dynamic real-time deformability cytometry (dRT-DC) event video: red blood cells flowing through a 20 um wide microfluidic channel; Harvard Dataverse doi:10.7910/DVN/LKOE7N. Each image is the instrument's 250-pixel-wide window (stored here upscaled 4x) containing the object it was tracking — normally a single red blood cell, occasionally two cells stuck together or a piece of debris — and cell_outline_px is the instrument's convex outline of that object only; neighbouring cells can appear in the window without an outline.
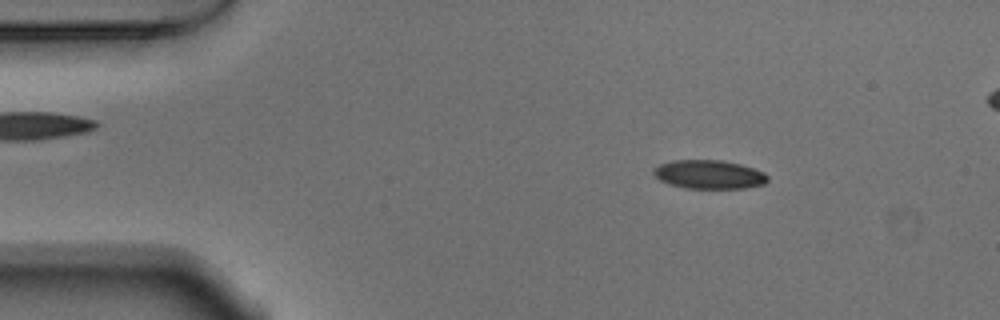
{"species": "Egyptian fruit bat (a non-hibernating species)", "species_latin": "Rousettus aegyptiacus", "temperature_condition": "warm", "stored_images_in_passage": 53, "segment_of_instrument_passage": [1, 2], "camera_frame_rate_fps": 3000, "um_per_image_px": 0.085, "animal": {"sex": "male"}, "frame": {"image": 1, "passage_image": 7, "time_ms": 2.0, "image_size_px": [1000, 320], "cell_outline_px": [[768, 180], [764, 184], [744, 188], [684, 188], [668, 184], [660, 180], [652, 172], [660, 164], [672, 160], [720, 160], [740, 164], [764, 172], [768, 176]], "centroid_in_image_um": [60.27, 14.83], "position_along_channel_um": 24.7, "area_um2": 19.02}}
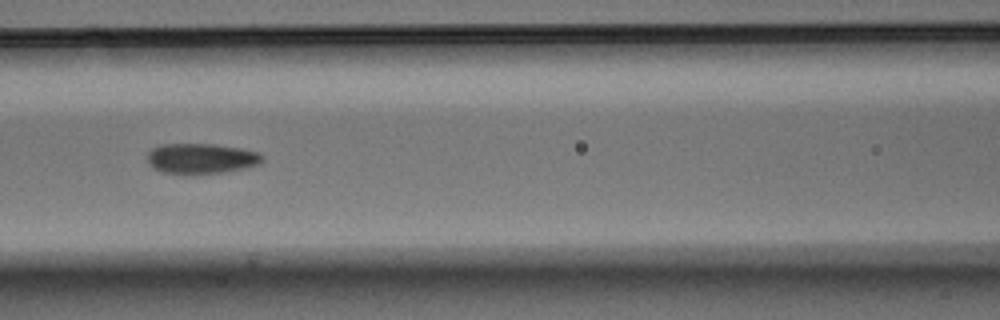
{"frame": {"image": 2, "passage_image": 22, "time_ms": 7.0, "image_size_px": [1000, 320], "cell_outline_px": [[264, 160], [260, 164], [244, 168], [224, 172], [188, 176], [164, 172], [152, 168], [148, 164], [148, 152], [152, 148], [160, 144], [216, 144], [240, 148], [260, 152], [264, 156]], "centroid_in_image_um": [17.1, 13.49], "position_along_channel_um": 149.5, "area_um2": 20.92}}
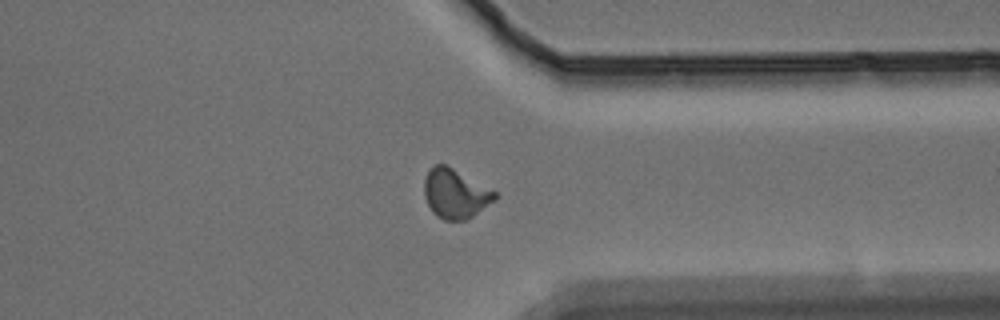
{"frame": {"image": 3, "passage_image": 40, "time_ms": 13.0, "image_size_px": [1000, 320], "cell_outline_px": [[496, 200], [472, 216], [464, 220], [444, 220], [436, 216], [432, 212], [424, 196], [424, 180], [432, 164], [448, 164], [496, 192]], "centroid_in_image_um": [38.68, 16.44], "position_along_channel_um": 372.7, "area_um2": 20.4}}